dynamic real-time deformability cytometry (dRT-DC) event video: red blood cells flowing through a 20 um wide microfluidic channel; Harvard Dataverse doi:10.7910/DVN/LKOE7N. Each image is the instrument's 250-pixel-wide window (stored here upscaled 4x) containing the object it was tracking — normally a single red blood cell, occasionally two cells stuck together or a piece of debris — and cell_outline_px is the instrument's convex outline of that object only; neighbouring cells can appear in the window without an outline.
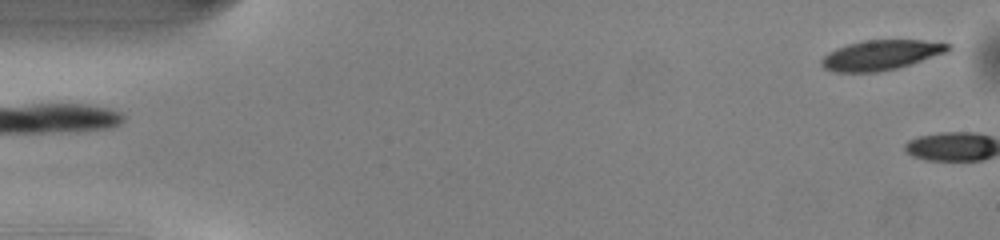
{"species": "common noctule bat (a hibernating species)", "species_latin": "Nyctalus noctula", "temperature_condition": "warm", "stored_images_in_passage": 2, "camera_frame_rate_fps": 3000, "um_per_image_px": 0.085, "animal": {"sex": "male", "body_mass_g": 13.0, "forearm_length_mm": 53.1}, "frame": {"image": 1, "passage_image": 1, "time_ms": 0.0, "image_size_px": [1000, 240], "cell_outline_px": [[952, 48], [948, 52], [896, 68], [876, 72], [836, 72], [824, 68], [820, 64], [820, 60], [828, 52], [836, 48], [848, 44], [864, 40], [920, 40], [952, 44]], "centroid_in_image_um": [74.87, 4.67], "position_along_channel_um": 10.1, "area_um2": 22.02}}